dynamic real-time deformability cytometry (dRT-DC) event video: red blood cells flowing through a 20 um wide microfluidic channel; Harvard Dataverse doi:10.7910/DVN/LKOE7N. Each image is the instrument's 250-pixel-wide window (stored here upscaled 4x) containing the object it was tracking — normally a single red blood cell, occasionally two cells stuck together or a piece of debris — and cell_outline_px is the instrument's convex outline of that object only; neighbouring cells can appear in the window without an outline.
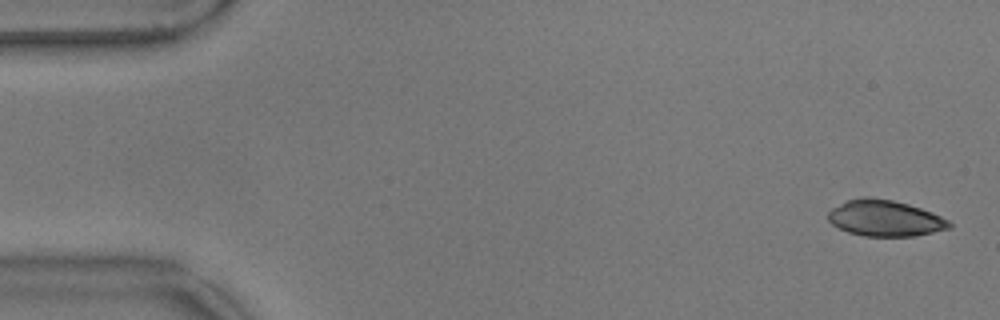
{"species": "common noctule bat (a hibernating species)", "species_latin": "Nyctalus noctula", "temperature_condition": "warm", "stored_images_in_passage": 56, "camera_frame_rate_fps": 3000, "um_per_image_px": 0.085, "animal": {"sex": "male", "body_mass_g": 17.9}, "frame": {"image": 1, "passage_image": 2, "time_ms": 0.333, "image_size_px": [1000, 320], "cell_outline_px": [[952, 228], [916, 236], [864, 236], [848, 232], [832, 224], [828, 220], [828, 212], [832, 208], [848, 200], [864, 196], [868, 196], [892, 200], [908, 204], [932, 212], [948, 220], [952, 224]], "centroid_in_image_um": [75.24, 18.55], "position_along_channel_um": 9.8, "area_um2": 25.49}}
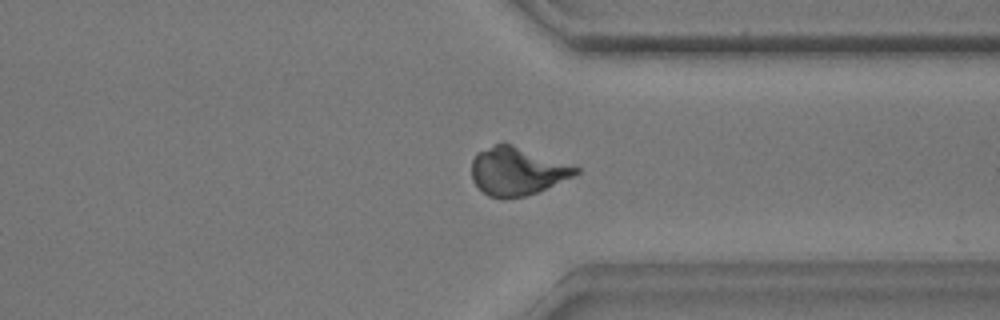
{"frame": {"image": 2, "passage_image": 43, "time_ms": 14.0, "image_size_px": [1000, 320], "cell_outline_px": [[580, 172], [572, 176], [536, 192], [524, 196], [488, 196], [472, 180], [472, 160], [476, 152], [504, 140], [580, 168]], "centroid_in_image_um": [43.92, 14.48], "position_along_channel_um": 367.5, "area_um2": 28.84}}
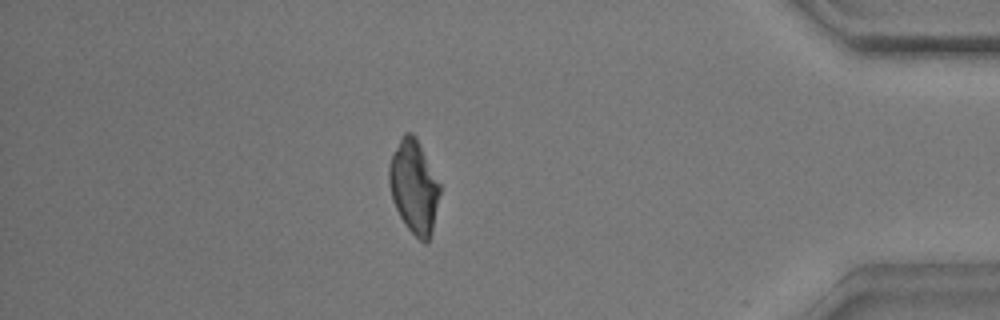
{"frame": {"image": 3, "passage_image": 49, "time_ms": 16.0, "image_size_px": [1000, 320], "cell_outline_px": [[440, 192], [432, 232], [428, 244], [424, 244], [404, 224], [392, 200], [388, 184], [388, 168], [392, 156], [400, 136], [404, 132], [412, 132], [416, 136], [440, 184]], "centroid_in_image_um": [35.17, 15.87], "position_along_channel_um": 400.0, "area_um2": 27.69}, "authors_computed_cell_mechanics": {"area_um2": 27.8018, "velocity_mm_per_s": 3.5575, "shape_relaxation_time_tau1_ms": 10.5335, "shape_relaxation_time_tau2_ms": 2.6124, "deformation_change_tau1": 0.3084, "deformation_change_tau2": 0.0617}}